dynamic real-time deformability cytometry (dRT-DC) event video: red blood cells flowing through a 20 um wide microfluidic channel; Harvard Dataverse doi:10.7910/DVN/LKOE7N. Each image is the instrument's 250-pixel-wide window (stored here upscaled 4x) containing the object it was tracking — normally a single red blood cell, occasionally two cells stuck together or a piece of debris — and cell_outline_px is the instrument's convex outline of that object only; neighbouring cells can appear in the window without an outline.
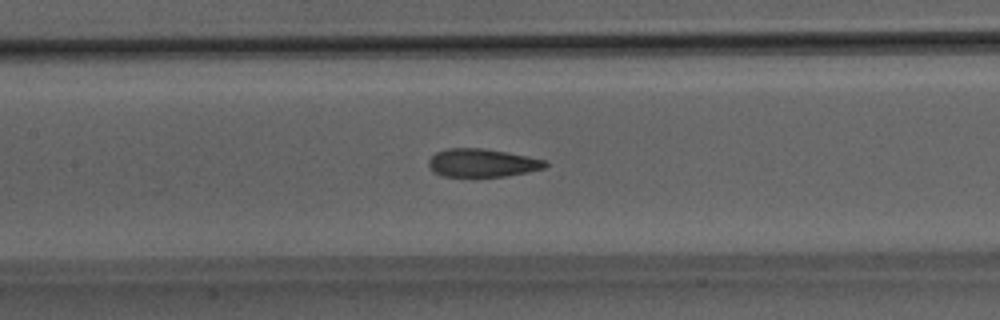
{"species": "Egyptian fruit bat (a non-hibernating species)", "species_latin": "Rousettus aegyptiacus", "temperature_condition": "room temperature", "stored_images_in_passage": 52, "segment_of_instrument_passage": [1, 2], "camera_frame_rate_fps": 3000, "um_per_image_px": 0.085, "animal": {"sex": "male"}, "frame": {"image": 1, "passage_image": 24, "time_ms": 7.667, "image_size_px": [1000, 320], "cell_outline_px": [[548, 164], [544, 168], [528, 172], [504, 176], [476, 180], [440, 176], [432, 172], [428, 164], [428, 160], [436, 152], [448, 148], [484, 148], [544, 160]], "centroid_in_image_um": [40.89, 13.9], "position_along_channel_um": 166.5, "area_um2": 19.88}}
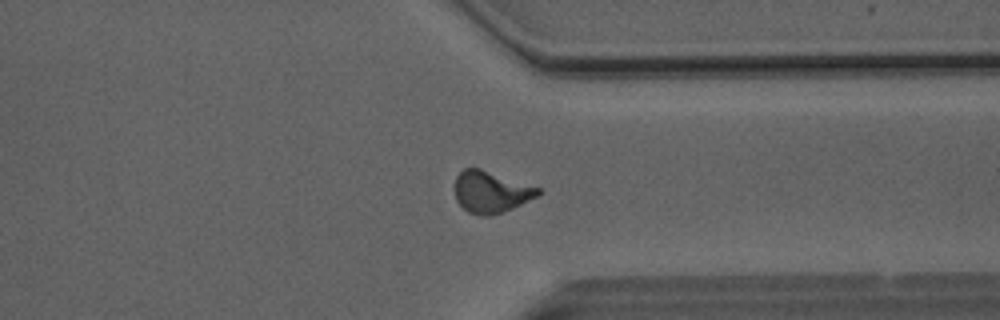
{"frame": {"image": 2, "passage_image": 39, "time_ms": 12.667, "image_size_px": [1000, 320], "cell_outline_px": [[544, 192], [512, 208], [488, 216], [480, 216], [468, 212], [456, 200], [456, 176], [464, 168], [480, 168], [540, 188]], "centroid_in_image_um": [41.73, 16.31], "position_along_channel_um": 369.7, "area_um2": 19.88}}
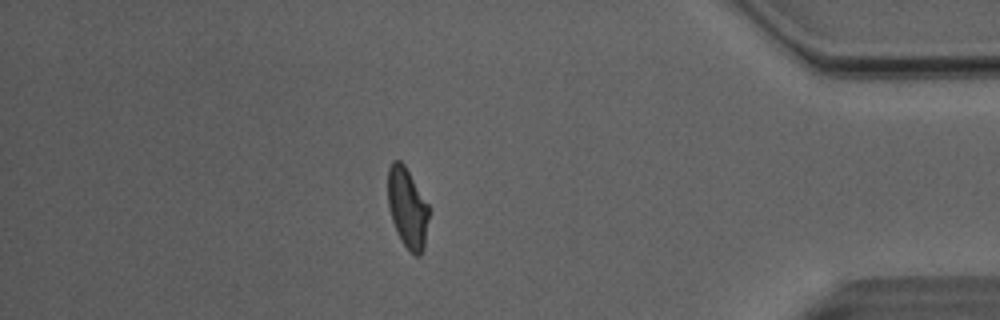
{"frame": {"image": 3, "passage_image": 44, "time_ms": 14.333, "image_size_px": [1000, 320], "cell_outline_px": [[428, 220], [424, 248], [420, 256], [416, 256], [400, 240], [396, 232], [392, 220], [388, 204], [388, 168], [392, 160], [400, 160], [404, 164], [428, 204]], "centroid_in_image_um": [34.62, 17.66], "position_along_channel_um": 400.6, "area_um2": 19.02}}